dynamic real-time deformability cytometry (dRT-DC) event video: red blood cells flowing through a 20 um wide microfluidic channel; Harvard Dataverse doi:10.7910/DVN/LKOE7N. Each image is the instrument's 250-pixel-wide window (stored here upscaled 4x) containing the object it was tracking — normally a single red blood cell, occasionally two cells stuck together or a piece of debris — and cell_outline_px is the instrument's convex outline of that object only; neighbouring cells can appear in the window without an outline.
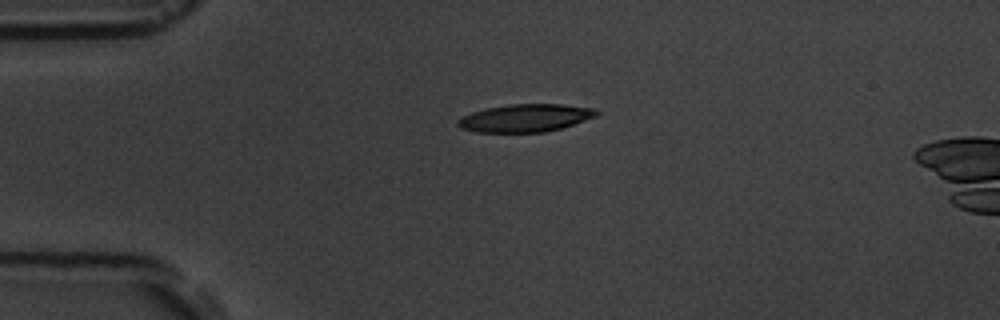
{"species": "common noctule bat (a hibernating species)", "species_latin": "Nyctalus noctula", "temperature_condition": "room temperature", "stored_images_in_passage": 3, "camera_frame_rate_fps": 3000, "um_per_image_px": 0.085, "animal": {"sex": "male", "body_mass_g": 19.5, "forearm_length_mm": 54.6}, "frame": {"image": 1, "passage_image": 1, "time_ms": 0.0, "image_size_px": [1000, 320], "cell_outline_px": [[600, 112], [596, 116], [560, 128], [544, 132], [476, 132], [460, 128], [456, 124], [456, 120], [472, 112], [488, 108], [508, 104], [560, 104], [596, 108]], "centroid_in_image_um": [44.64, 10.02], "position_along_channel_um": 40.4, "area_um2": 22.31}}